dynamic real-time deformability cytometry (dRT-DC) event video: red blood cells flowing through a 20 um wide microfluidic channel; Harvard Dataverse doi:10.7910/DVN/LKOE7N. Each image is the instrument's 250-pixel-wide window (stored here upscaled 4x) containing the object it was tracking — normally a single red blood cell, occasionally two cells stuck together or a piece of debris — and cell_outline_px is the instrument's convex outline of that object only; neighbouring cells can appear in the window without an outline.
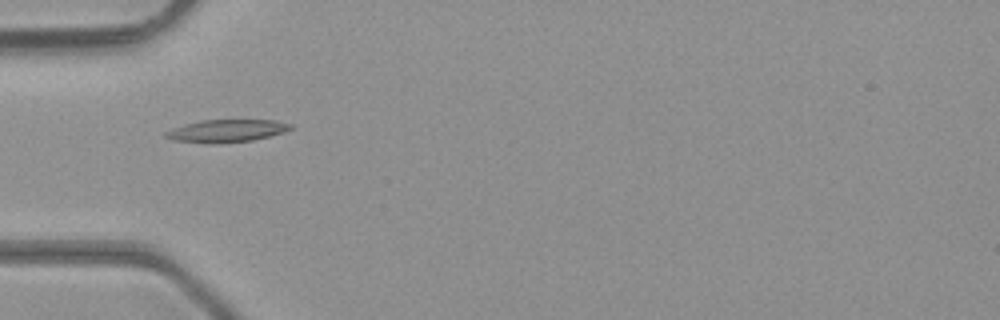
{"species": "common noctule bat (a hibernating species)", "species_latin": "Nyctalus noctula", "temperature_condition": "room temperature", "stored_images_in_passage": 1, "camera_frame_rate_fps": 3000, "um_per_image_px": 0.085, "animal": {"sex": "male", "body_mass_g": 23.1, "forearm_length_mm": 52.7}, "frame": {"image": 1, "passage_image": 1, "time_ms": 0.0, "image_size_px": [1000, 320], "cell_outline_px": [[292, 128], [284, 132], [252, 140], [216, 144], [208, 144], [172, 140], [164, 136], [164, 132], [172, 128], [184, 124], [200, 120], [276, 120], [292, 124]], "centroid_in_image_um": [19.21, 11.12], "position_along_channel_um": 65.8, "area_um2": 16.59}}